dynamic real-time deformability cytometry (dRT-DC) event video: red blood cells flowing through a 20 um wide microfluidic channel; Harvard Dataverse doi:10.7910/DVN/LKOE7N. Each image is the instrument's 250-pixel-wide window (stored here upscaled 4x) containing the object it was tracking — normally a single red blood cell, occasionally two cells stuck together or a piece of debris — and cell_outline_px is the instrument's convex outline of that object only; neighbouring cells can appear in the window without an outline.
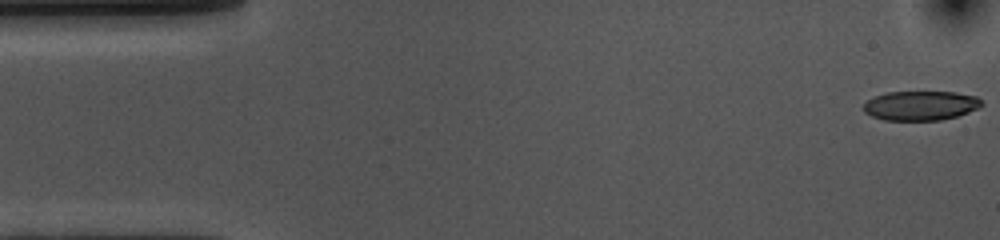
{"species": "common noctule bat (a hibernating species)", "species_latin": "Nyctalus noctula", "temperature_condition": "cold", "stored_images_in_passage": 54, "camera_frame_rate_fps": 3000, "um_per_image_px": 0.085, "animal": {"sex": "female", "body_mass_g": 10.0, "forearm_length_mm": 53.1}, "frame": {"image": 1, "passage_image": 1, "time_ms": 0.0, "image_size_px": [1000, 240], "cell_outline_px": [[984, 104], [980, 108], [956, 116], [940, 120], [884, 120], [872, 116], [864, 112], [864, 104], [868, 100], [876, 96], [888, 92], [956, 92], [976, 96]], "centroid_in_image_um": [78.28, 8.97], "position_along_channel_um": 6.7, "area_um2": 20.17}}
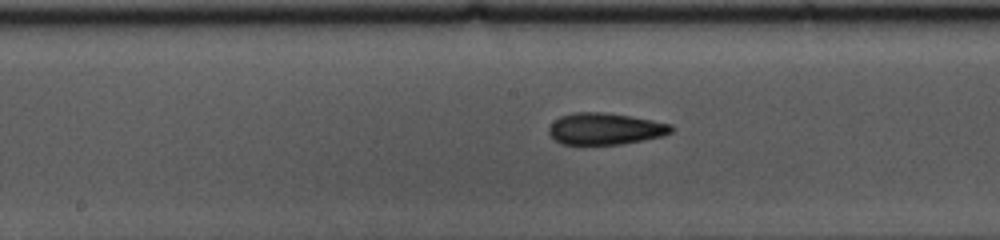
{"frame": {"image": 2, "passage_image": 26, "time_ms": 8.333, "image_size_px": [1000, 240], "cell_outline_px": [[672, 132], [664, 136], [620, 144], [560, 144], [548, 132], [548, 128], [560, 116], [572, 112], [604, 112], [632, 116], [672, 124]], "centroid_in_image_um": [51.45, 10.94], "position_along_channel_um": 196.7, "area_um2": 22.54}}
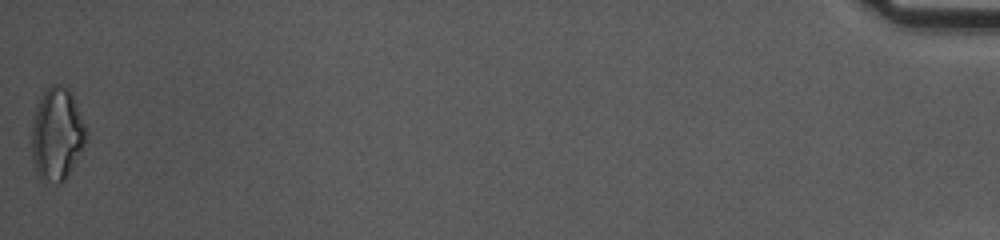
{"frame": {"image": 3, "passage_image": 54, "time_ms": 17.667, "image_size_px": [1000, 240], "cell_outline_px": [[84, 144], [68, 176], [60, 184], [56, 184], [40, 180], [36, 172], [32, 160], [32, 124], [36, 108], [44, 92], [52, 84], [60, 84], [68, 88], [80, 112], [84, 124]], "centroid_in_image_um": [4.8, 11.45], "position_along_channel_um": 430.4, "area_um2": 29.02}, "authors_computed_cell_mechanics": {"area_um2": 22.3108, "velocity_mm_per_s": 3.6275, "shape_relaxation_time_tau1_ms": 4.7649, "shape_relaxation_time_tau2_ms": 4.4232, "deformation_change_tau1": 0.14, "deformation_change_tau2": 0.128}}